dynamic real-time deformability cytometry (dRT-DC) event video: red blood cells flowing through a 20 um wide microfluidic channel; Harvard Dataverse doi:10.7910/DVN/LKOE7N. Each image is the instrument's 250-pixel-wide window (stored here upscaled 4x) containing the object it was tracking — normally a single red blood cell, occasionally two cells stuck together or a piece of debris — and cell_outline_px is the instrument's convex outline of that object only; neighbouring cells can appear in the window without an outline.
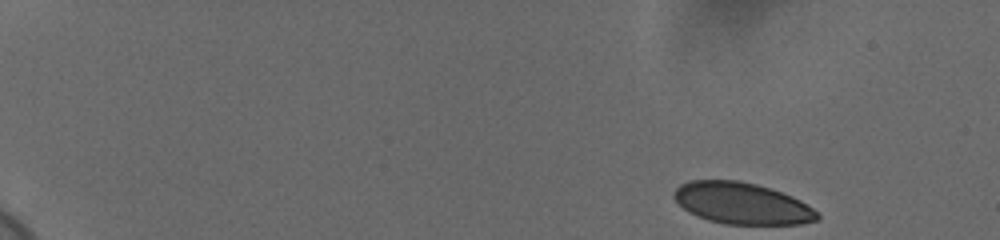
{"species": "human", "species_latin": "Homo sapiens", "temperature_condition": "cold", "stored_images_in_passage": 52, "camera_frame_rate_fps": 3000, "um_per_image_px": 0.085, "donor": {"sex": "female"}, "frame": {"image": 1, "passage_image": 1, "time_ms": 0.0, "image_size_px": [1000, 240], "cell_outline_px": [[820, 220], [800, 224], [724, 224], [708, 220], [688, 212], [672, 196], [676, 188], [680, 184], [688, 180], [740, 180], [756, 184], [792, 196], [800, 200], [812, 208], [820, 216]], "centroid_in_image_um": [63.05, 17.28], "position_along_channel_um": 21.9, "area_um2": 34.62}}
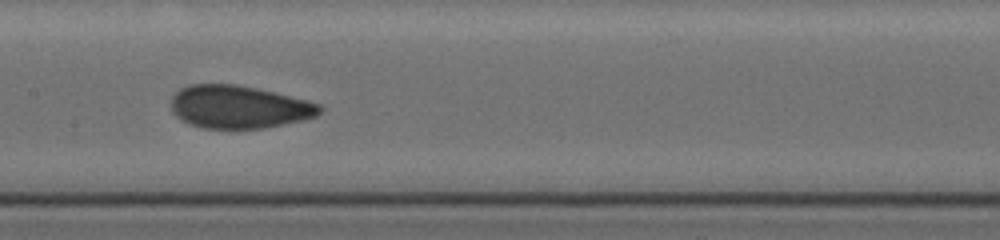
{"frame": {"image": 2, "passage_image": 27, "time_ms": 8.667, "image_size_px": [1000, 240], "cell_outline_px": [[324, 108], [316, 116], [300, 120], [264, 128], [200, 128], [188, 124], [180, 120], [172, 112], [172, 96], [180, 88], [192, 84], [236, 84], [256, 88], [320, 104]], "centroid_in_image_um": [20.25, 9.09], "position_along_channel_um": 187.2, "area_um2": 36.88}}
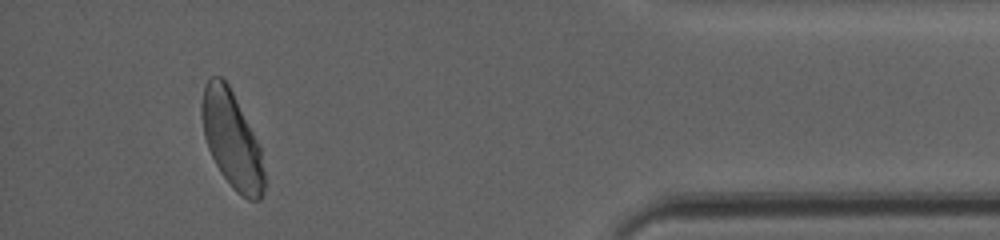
{"frame": {"image": 3, "passage_image": 49, "time_ms": 16.0, "image_size_px": [1000, 240], "cell_outline_px": [[264, 192], [260, 200], [248, 200], [236, 192], [232, 188], [220, 172], [208, 148], [204, 136], [204, 88], [208, 76], [224, 76], [260, 144], [264, 172]], "centroid_in_image_um": [19.75, 11.91], "position_along_channel_um": 415.4, "area_um2": 34.74}, "authors_computed_cell_mechanics": {"area_um2": 36.6452, "velocity_mm_per_s": 3.6609, "shape_relaxation_time_tau1_ms": 5.9656, "shape_relaxation_time_tau2_ms": null, "deformation_change_tau1": 0.1243, "deformation_change_tau2": null}}